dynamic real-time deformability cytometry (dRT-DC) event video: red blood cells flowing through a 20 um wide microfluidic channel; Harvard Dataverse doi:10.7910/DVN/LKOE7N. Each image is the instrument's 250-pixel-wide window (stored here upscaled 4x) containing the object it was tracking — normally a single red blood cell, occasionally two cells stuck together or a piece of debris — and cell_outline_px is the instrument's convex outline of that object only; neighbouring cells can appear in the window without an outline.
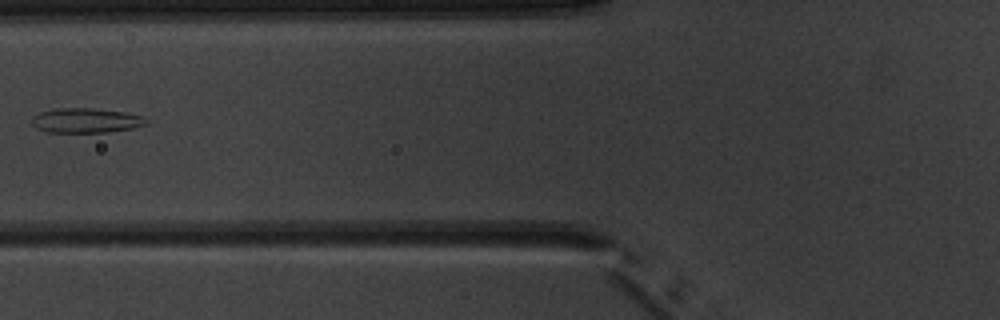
{"species": "common noctule bat (a hibernating species)", "species_latin": "Nyctalus noctula", "temperature_condition": "warm", "stored_images_in_passage": 2, "camera_frame_rate_fps": 3000, "um_per_image_px": 0.085, "animal": {"sex": "male", "body_mass_g": 20.1, "forearm_length_mm": 53.5}, "frame": {"image": 1, "passage_image": 2, "time_ms": 1.0, "image_size_px": [1000, 320], "cell_outline_px": [[148, 124], [132, 128], [108, 132], [48, 132], [36, 128], [32, 124], [32, 116], [40, 112], [56, 108], [92, 108], [124, 112], [140, 116], [148, 120]], "centroid_in_image_um": [7.28, 10.24], "position_along_channel_um": 118.5, "area_um2": 16.42}}